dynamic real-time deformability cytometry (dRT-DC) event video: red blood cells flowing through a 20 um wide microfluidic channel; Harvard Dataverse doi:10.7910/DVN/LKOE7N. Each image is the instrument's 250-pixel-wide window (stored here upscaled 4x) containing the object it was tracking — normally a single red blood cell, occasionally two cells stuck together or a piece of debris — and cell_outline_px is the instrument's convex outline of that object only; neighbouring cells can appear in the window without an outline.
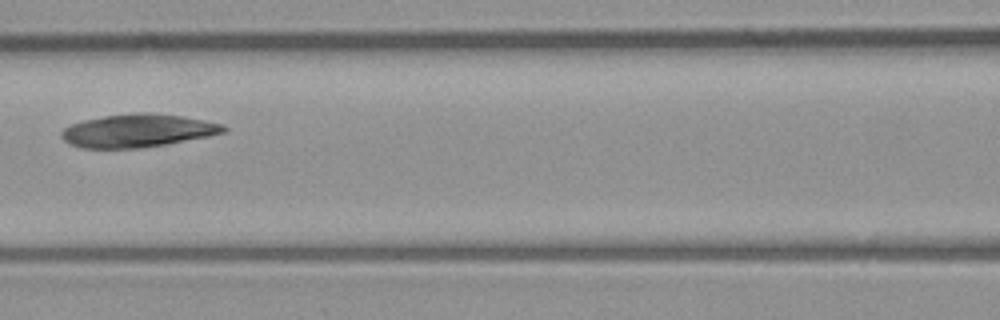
{"species": "common noctule bat (a hibernating species)", "species_latin": "Nyctalus noctula", "temperature_condition": "room temperature", "stored_images_in_passage": 6, "camera_frame_rate_fps": 3000, "um_per_image_px": 0.085, "animal": {"sex": "male", "body_mass_g": 23.1, "forearm_length_mm": 52.7}, "frame": {"image": 1, "passage_image": 5, "time_ms": 4.667, "image_size_px": [1000, 320], "cell_outline_px": [[228, 128], [224, 132], [208, 136], [168, 144], [144, 148], [80, 148], [68, 144], [60, 136], [60, 132], [64, 128], [72, 124], [84, 120], [104, 116], [136, 112], [152, 112], [180, 116], [224, 124]], "centroid_in_image_um": [11.68, 11.11], "position_along_channel_um": 154.9, "area_um2": 31.39}}